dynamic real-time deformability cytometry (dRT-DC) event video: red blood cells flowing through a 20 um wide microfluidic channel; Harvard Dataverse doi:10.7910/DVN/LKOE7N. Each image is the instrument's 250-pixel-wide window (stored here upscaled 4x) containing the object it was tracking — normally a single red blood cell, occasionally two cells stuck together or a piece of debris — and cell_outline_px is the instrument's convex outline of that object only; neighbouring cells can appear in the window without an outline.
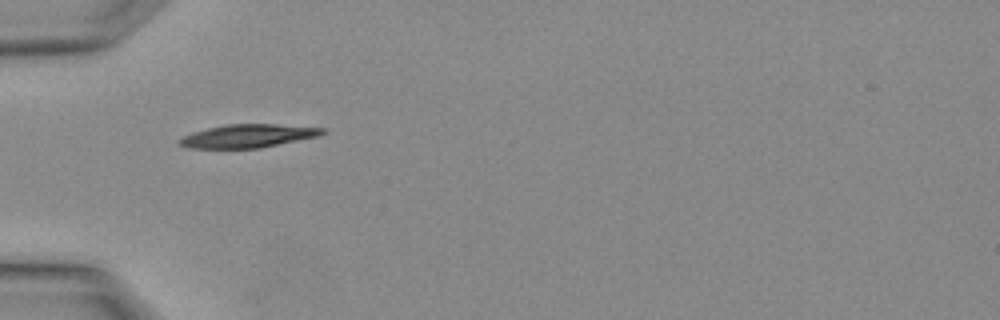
{"species": "Egyptian fruit bat (a non-hibernating species)", "species_latin": "Rousettus aegyptiacus", "temperature_condition": "warm", "stored_images_in_passage": 1, "camera_frame_rate_fps": 3000, "um_per_image_px": 0.085, "animal": {"sex": "female"}, "frame": {"image": 1, "passage_image": 1, "time_ms": 0.0, "image_size_px": [1000, 320], "cell_outline_px": [[328, 132], [320, 136], [260, 148], [188, 148], [176, 144], [176, 140], [192, 132], [208, 128], [228, 124], [276, 124], [328, 128]], "centroid_in_image_um": [21.11, 11.55], "position_along_channel_um": 63.9, "area_um2": 19.65}}